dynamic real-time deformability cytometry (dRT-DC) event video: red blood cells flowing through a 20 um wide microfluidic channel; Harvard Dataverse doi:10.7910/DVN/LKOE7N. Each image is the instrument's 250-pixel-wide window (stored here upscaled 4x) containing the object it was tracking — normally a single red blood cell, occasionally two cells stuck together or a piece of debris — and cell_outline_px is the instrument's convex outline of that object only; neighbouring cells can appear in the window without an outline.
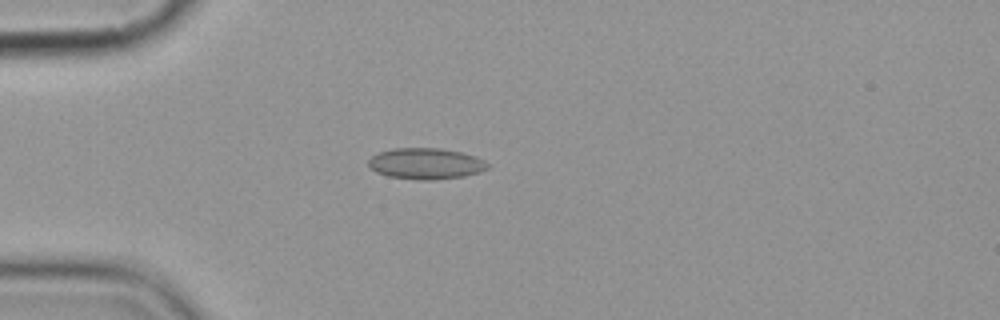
{"species": "common noctule bat (a hibernating species)", "species_latin": "Nyctalus noctula", "temperature_condition": "cold", "stored_images_in_passage": 8, "camera_frame_rate_fps": 3000, "um_per_image_px": 0.085, "animal": {"sex": "female", "body_mass_g": 19.9}, "frame": {"image": 1, "passage_image": 5, "time_ms": 4.667, "image_size_px": [1000, 320], "cell_outline_px": [[492, 164], [488, 168], [480, 172], [464, 176], [436, 180], [420, 180], [388, 176], [376, 172], [368, 164], [368, 160], [372, 156], [380, 152], [392, 148], [440, 148], [460, 152], [476, 156]], "centroid_in_image_um": [36.23, 13.91], "position_along_channel_um": 48.8, "area_um2": 21.73}}
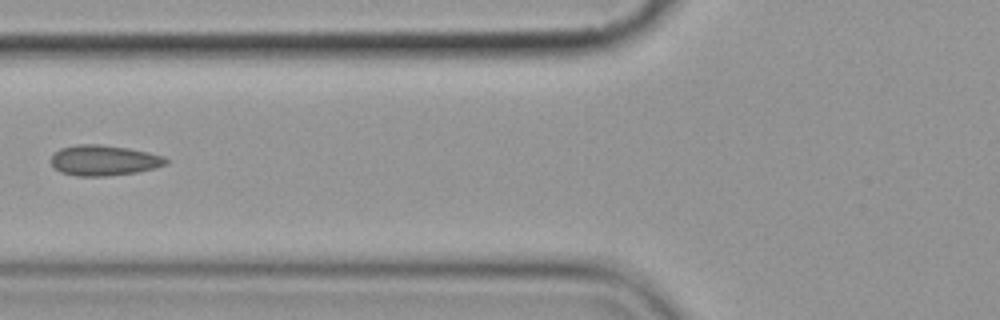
{"frame": {"image": 2, "passage_image": 7, "time_ms": 7.0, "image_size_px": [1000, 320], "cell_outline_px": [[168, 164], [156, 168], [136, 172], [108, 176], [76, 176], [60, 172], [48, 160], [60, 148], [76, 144], [100, 144], [128, 148], [148, 152], [164, 156], [168, 160]], "centroid_in_image_um": [8.83, 13.63], "position_along_channel_um": 117.0, "area_um2": 20.58}}
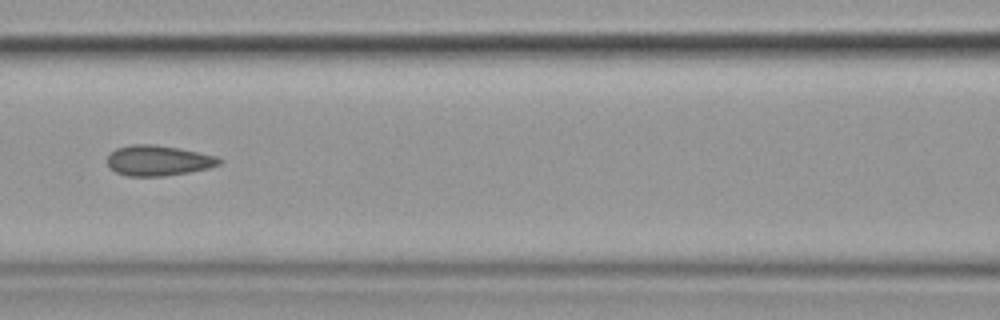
{"frame": {"image": 3, "passage_image": 8, "time_ms": 8.0, "image_size_px": [1000, 320], "cell_outline_px": [[224, 160], [220, 164], [208, 168], [188, 172], [164, 176], [128, 176], [116, 172], [108, 168], [108, 156], [116, 148], [132, 144], [152, 144], [176, 148], [216, 156]], "centroid_in_image_um": [13.43, 13.65], "position_along_channel_um": 153.2, "area_um2": 19.65}}